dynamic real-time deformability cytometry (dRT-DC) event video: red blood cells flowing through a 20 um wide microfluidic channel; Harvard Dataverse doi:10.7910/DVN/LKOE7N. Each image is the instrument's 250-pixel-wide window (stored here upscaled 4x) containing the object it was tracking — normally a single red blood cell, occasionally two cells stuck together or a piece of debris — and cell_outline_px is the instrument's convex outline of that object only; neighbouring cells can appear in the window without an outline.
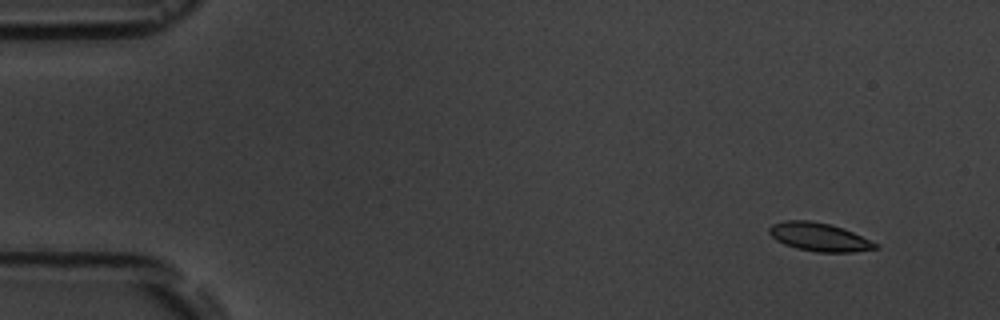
{"species": "common noctule bat (a hibernating species)", "species_latin": "Nyctalus noctula", "temperature_condition": "room temperature", "stored_images_in_passage": 15, "camera_frame_rate_fps": 3000, "um_per_image_px": 0.085, "animal": {"sex": "male", "body_mass_g": 19.5, "forearm_length_mm": 54.6}, "frame": {"image": 1, "passage_image": 2, "time_ms": 1.0, "image_size_px": [1000, 320], "cell_outline_px": [[880, 248], [852, 252], [816, 252], [796, 248], [784, 244], [776, 240], [768, 232], [768, 228], [772, 224], [784, 220], [812, 220], [832, 224], [844, 228], [880, 244]], "centroid_in_image_um": [69.65, 20.14], "position_along_channel_um": 15.3, "area_um2": 17.86}}
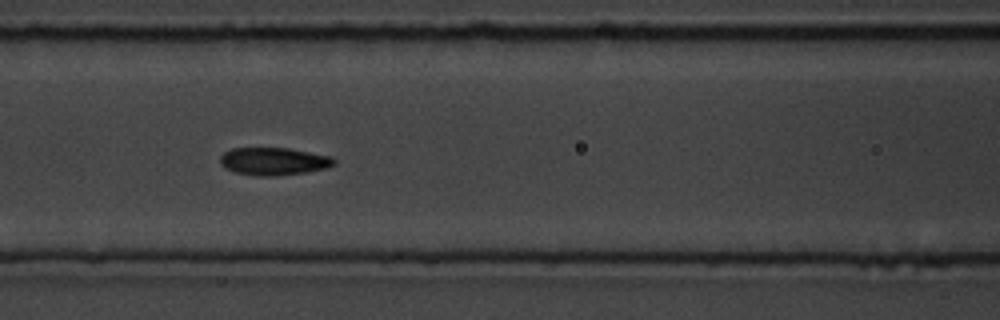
{"frame": {"image": 2, "passage_image": 7, "time_ms": 7.667, "image_size_px": [1000, 320], "cell_outline_px": [[336, 164], [328, 168], [308, 172], [272, 176], [256, 176], [236, 172], [224, 168], [220, 164], [220, 156], [224, 152], [232, 148], [288, 148], [332, 156], [336, 160]], "centroid_in_image_um": [23.29, 13.71], "position_along_channel_um": 143.3, "area_um2": 18.55}}
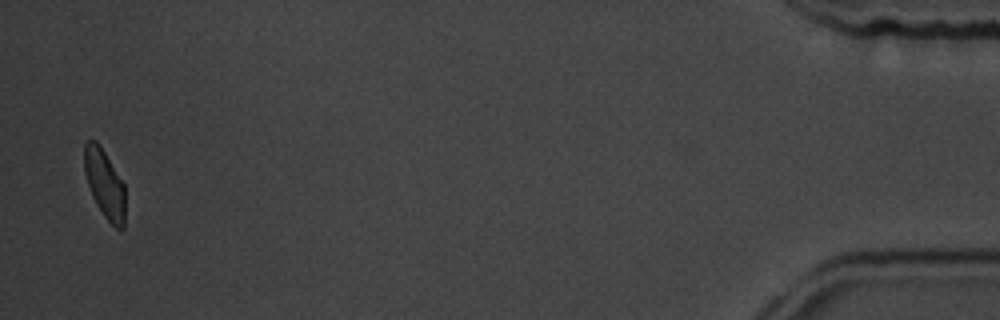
{"frame": {"image": 3, "passage_image": 15, "time_ms": 18.0, "image_size_px": [1000, 320], "cell_outline_px": [[124, 228], [116, 228], [104, 216], [96, 204], [92, 196], [84, 172], [84, 144], [88, 140], [96, 140], [100, 144], [124, 184]], "centroid_in_image_um": [8.87, 15.59], "position_along_channel_um": 426.3, "area_um2": 16.24}, "authors_computed_cell_mechanics": {"area_um2": 18.0336, "velocity_mm_per_s": 3.6055, "shape_relaxation_time_tau1_ms": 3.2387, "shape_relaxation_time_tau2_ms": 2.7584, "deformation_change_tau1": 0.0969, "deformation_change_tau2": 0.0548}}